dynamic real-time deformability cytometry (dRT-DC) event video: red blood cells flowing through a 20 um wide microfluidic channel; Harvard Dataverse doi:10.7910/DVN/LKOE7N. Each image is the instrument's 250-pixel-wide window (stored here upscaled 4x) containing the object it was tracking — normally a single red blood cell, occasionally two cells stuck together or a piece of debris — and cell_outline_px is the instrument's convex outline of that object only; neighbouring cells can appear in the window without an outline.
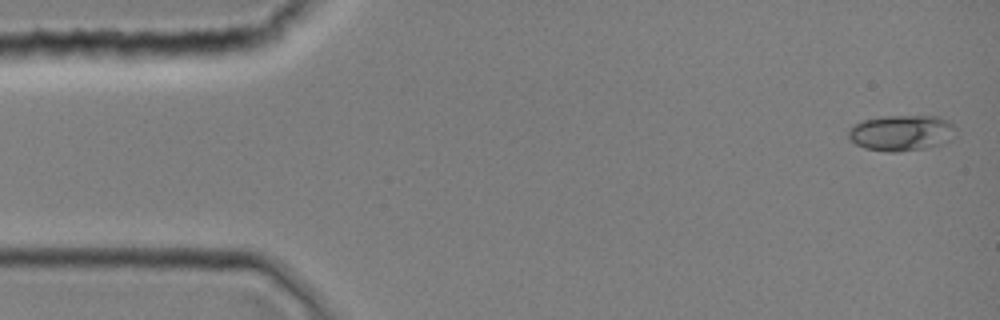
{"species": "common noctule bat (a hibernating species)", "species_latin": "Nyctalus noctula", "temperature_condition": "room temperature", "stored_images_in_passage": 5, "camera_frame_rate_fps": 3000, "um_per_image_px": 0.085, "animal": {"sex": "female", "body_mass_g": 19.0, "forearm_length_mm": 51.5}, "frame": {"image": 1, "passage_image": 1, "time_ms": 0.0, "image_size_px": [1000, 320], "cell_outline_px": [[956, 128], [952, 140], [940, 144], [924, 148], [900, 152], [888, 152], [864, 148], [856, 144], [848, 136], [848, 128], [852, 124], [860, 120], [884, 116], [940, 116], [948, 120]], "centroid_in_image_um": [76.61, 11.29], "position_along_channel_um": 8.4, "area_um2": 22.72}}